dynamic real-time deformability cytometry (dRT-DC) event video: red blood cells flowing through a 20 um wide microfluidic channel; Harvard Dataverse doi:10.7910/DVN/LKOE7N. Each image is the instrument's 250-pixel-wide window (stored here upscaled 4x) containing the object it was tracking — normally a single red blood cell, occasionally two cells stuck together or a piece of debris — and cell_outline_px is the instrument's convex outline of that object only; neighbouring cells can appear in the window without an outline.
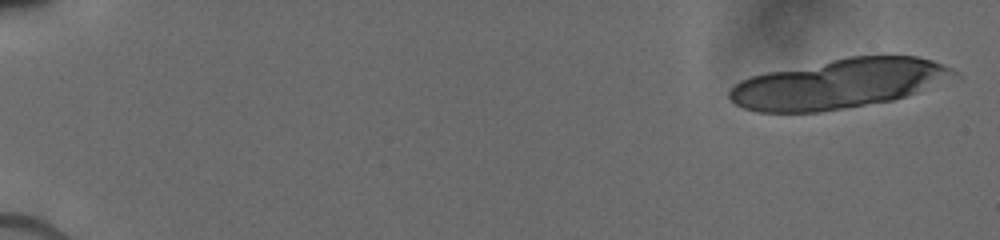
{"species": "human", "species_latin": "Homo sapiens", "temperature_condition": "cold", "stored_images_in_passage": 14, "camera_frame_rate_fps": 3000, "um_per_image_px": 0.085, "donor": {"sex": "male"}, "frame": {"image": 1, "passage_image": 1, "time_ms": 0.0, "image_size_px": [1000, 240], "cell_outline_px": [[960, 80], [892, 100], [820, 112], [756, 112], [744, 108], [736, 104], [728, 96], [728, 92], [740, 80], [752, 76], [768, 72], [848, 56], [916, 56], [932, 60], [952, 68], [960, 76]], "centroid_in_image_um": [71.42, 7.12], "position_along_channel_um": 13.6, "area_um2": 65.2}}
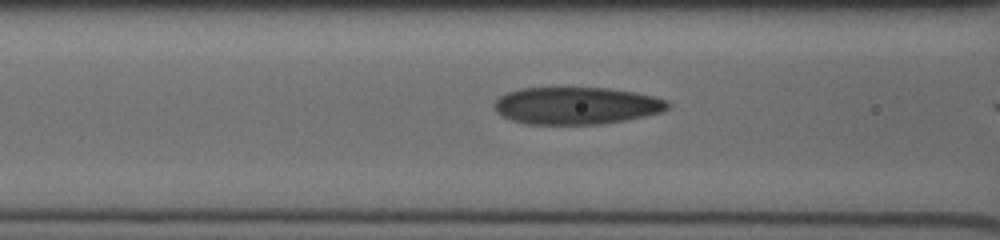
{"frame": {"image": 2, "passage_image": 13, "time_ms": 6.333, "image_size_px": [1000, 240], "cell_outline_px": [[672, 104], [668, 108], [660, 112], [644, 116], [624, 120], [600, 124], [528, 124], [512, 120], [496, 112], [492, 104], [500, 96], [508, 92], [520, 88], [608, 88], [636, 92], [668, 100]], "centroid_in_image_um": [48.99, 8.97], "position_along_channel_um": 117.6, "area_um2": 37.63}}